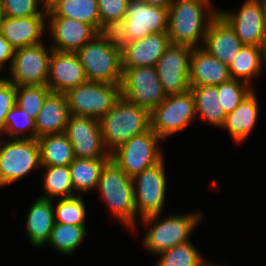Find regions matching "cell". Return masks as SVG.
<instances>
[{"mask_svg":"<svg viewBox=\"0 0 266 266\" xmlns=\"http://www.w3.org/2000/svg\"><path fill=\"white\" fill-rule=\"evenodd\" d=\"M76 54L88 81L121 84V48L113 32H100Z\"/></svg>","mask_w":266,"mask_h":266,"instance_id":"6da1fadb","label":"cell"},{"mask_svg":"<svg viewBox=\"0 0 266 266\" xmlns=\"http://www.w3.org/2000/svg\"><path fill=\"white\" fill-rule=\"evenodd\" d=\"M102 140L111 154L132 137L151 128L150 112L120 97L114 106L99 120ZM112 149V150H111Z\"/></svg>","mask_w":266,"mask_h":266,"instance_id":"7a4b0ae2","label":"cell"},{"mask_svg":"<svg viewBox=\"0 0 266 266\" xmlns=\"http://www.w3.org/2000/svg\"><path fill=\"white\" fill-rule=\"evenodd\" d=\"M209 3V0L172 1L168 7L167 30L171 43L196 48L199 38L204 42L209 22L218 13L209 10L205 21L203 8L210 6Z\"/></svg>","mask_w":266,"mask_h":266,"instance_id":"3957f363","label":"cell"},{"mask_svg":"<svg viewBox=\"0 0 266 266\" xmlns=\"http://www.w3.org/2000/svg\"><path fill=\"white\" fill-rule=\"evenodd\" d=\"M98 187L113 214L132 229L136 216L133 179L110 159L101 171Z\"/></svg>","mask_w":266,"mask_h":266,"instance_id":"277c9868","label":"cell"},{"mask_svg":"<svg viewBox=\"0 0 266 266\" xmlns=\"http://www.w3.org/2000/svg\"><path fill=\"white\" fill-rule=\"evenodd\" d=\"M168 8L129 0L125 18L113 32L119 45L142 39L149 34L167 32Z\"/></svg>","mask_w":266,"mask_h":266,"instance_id":"5b68a950","label":"cell"},{"mask_svg":"<svg viewBox=\"0 0 266 266\" xmlns=\"http://www.w3.org/2000/svg\"><path fill=\"white\" fill-rule=\"evenodd\" d=\"M121 84L87 81L65 95L70 115L100 120L121 97Z\"/></svg>","mask_w":266,"mask_h":266,"instance_id":"8992f818","label":"cell"},{"mask_svg":"<svg viewBox=\"0 0 266 266\" xmlns=\"http://www.w3.org/2000/svg\"><path fill=\"white\" fill-rule=\"evenodd\" d=\"M121 97L150 113L167 97L155 67L122 68Z\"/></svg>","mask_w":266,"mask_h":266,"instance_id":"52a82bcc","label":"cell"},{"mask_svg":"<svg viewBox=\"0 0 266 266\" xmlns=\"http://www.w3.org/2000/svg\"><path fill=\"white\" fill-rule=\"evenodd\" d=\"M160 140L161 138L150 128L120 145L110 154L111 159L130 178H134L163 159L162 152L157 148V142Z\"/></svg>","mask_w":266,"mask_h":266,"instance_id":"ba28073f","label":"cell"},{"mask_svg":"<svg viewBox=\"0 0 266 266\" xmlns=\"http://www.w3.org/2000/svg\"><path fill=\"white\" fill-rule=\"evenodd\" d=\"M39 166L41 156L38 140L13 138L0 147V186L11 184Z\"/></svg>","mask_w":266,"mask_h":266,"instance_id":"9c48e42d","label":"cell"},{"mask_svg":"<svg viewBox=\"0 0 266 266\" xmlns=\"http://www.w3.org/2000/svg\"><path fill=\"white\" fill-rule=\"evenodd\" d=\"M132 179L133 183H137V189L134 187L136 214L139 210L146 225L155 222L165 201L166 178L163 159Z\"/></svg>","mask_w":266,"mask_h":266,"instance_id":"30bf717a","label":"cell"},{"mask_svg":"<svg viewBox=\"0 0 266 266\" xmlns=\"http://www.w3.org/2000/svg\"><path fill=\"white\" fill-rule=\"evenodd\" d=\"M196 115L191 90L169 95L150 113L151 129L162 139L184 129Z\"/></svg>","mask_w":266,"mask_h":266,"instance_id":"8fae6325","label":"cell"},{"mask_svg":"<svg viewBox=\"0 0 266 266\" xmlns=\"http://www.w3.org/2000/svg\"><path fill=\"white\" fill-rule=\"evenodd\" d=\"M193 48L171 43L156 63V71L167 96L190 90L189 72Z\"/></svg>","mask_w":266,"mask_h":266,"instance_id":"7c38bea8","label":"cell"},{"mask_svg":"<svg viewBox=\"0 0 266 266\" xmlns=\"http://www.w3.org/2000/svg\"><path fill=\"white\" fill-rule=\"evenodd\" d=\"M43 43L15 49L9 79L16 86L47 85L50 54Z\"/></svg>","mask_w":266,"mask_h":266,"instance_id":"4fadbf2b","label":"cell"},{"mask_svg":"<svg viewBox=\"0 0 266 266\" xmlns=\"http://www.w3.org/2000/svg\"><path fill=\"white\" fill-rule=\"evenodd\" d=\"M64 133L73 147L75 158H111L110 153L106 150L104 151L98 119L70 115Z\"/></svg>","mask_w":266,"mask_h":266,"instance_id":"5bb4252c","label":"cell"},{"mask_svg":"<svg viewBox=\"0 0 266 266\" xmlns=\"http://www.w3.org/2000/svg\"><path fill=\"white\" fill-rule=\"evenodd\" d=\"M200 217L199 213L170 216L155 223L144 238L145 247L160 254L181 243L189 242V235L201 219Z\"/></svg>","mask_w":266,"mask_h":266,"instance_id":"9a60e30c","label":"cell"},{"mask_svg":"<svg viewBox=\"0 0 266 266\" xmlns=\"http://www.w3.org/2000/svg\"><path fill=\"white\" fill-rule=\"evenodd\" d=\"M218 13L234 29L243 45L263 48L266 44V31L259 0H247L238 13Z\"/></svg>","mask_w":266,"mask_h":266,"instance_id":"2e32d148","label":"cell"},{"mask_svg":"<svg viewBox=\"0 0 266 266\" xmlns=\"http://www.w3.org/2000/svg\"><path fill=\"white\" fill-rule=\"evenodd\" d=\"M87 81L76 52H51L47 86L52 93L66 94Z\"/></svg>","mask_w":266,"mask_h":266,"instance_id":"e0dca14e","label":"cell"},{"mask_svg":"<svg viewBox=\"0 0 266 266\" xmlns=\"http://www.w3.org/2000/svg\"><path fill=\"white\" fill-rule=\"evenodd\" d=\"M171 44L167 32L153 33L125 43L121 48L122 68L155 67L160 57Z\"/></svg>","mask_w":266,"mask_h":266,"instance_id":"ac0fdd59","label":"cell"},{"mask_svg":"<svg viewBox=\"0 0 266 266\" xmlns=\"http://www.w3.org/2000/svg\"><path fill=\"white\" fill-rule=\"evenodd\" d=\"M204 46L209 54L229 66L244 45L234 29L217 13L207 27Z\"/></svg>","mask_w":266,"mask_h":266,"instance_id":"d6986e66","label":"cell"},{"mask_svg":"<svg viewBox=\"0 0 266 266\" xmlns=\"http://www.w3.org/2000/svg\"><path fill=\"white\" fill-rule=\"evenodd\" d=\"M50 31L56 41L53 50L77 52L98 32L89 24L68 17H51Z\"/></svg>","mask_w":266,"mask_h":266,"instance_id":"ffe728a7","label":"cell"},{"mask_svg":"<svg viewBox=\"0 0 266 266\" xmlns=\"http://www.w3.org/2000/svg\"><path fill=\"white\" fill-rule=\"evenodd\" d=\"M232 77L226 64L203 48H193L190 60V86H218Z\"/></svg>","mask_w":266,"mask_h":266,"instance_id":"44dd1931","label":"cell"},{"mask_svg":"<svg viewBox=\"0 0 266 266\" xmlns=\"http://www.w3.org/2000/svg\"><path fill=\"white\" fill-rule=\"evenodd\" d=\"M69 117L66 95L51 92L34 120L36 139L44 135L64 133Z\"/></svg>","mask_w":266,"mask_h":266,"instance_id":"7402d4cb","label":"cell"},{"mask_svg":"<svg viewBox=\"0 0 266 266\" xmlns=\"http://www.w3.org/2000/svg\"><path fill=\"white\" fill-rule=\"evenodd\" d=\"M44 16L12 18L5 16L1 34L15 48L40 44V36L44 30Z\"/></svg>","mask_w":266,"mask_h":266,"instance_id":"603a6c76","label":"cell"},{"mask_svg":"<svg viewBox=\"0 0 266 266\" xmlns=\"http://www.w3.org/2000/svg\"><path fill=\"white\" fill-rule=\"evenodd\" d=\"M48 17H68L91 25L101 32L98 0H51L46 7Z\"/></svg>","mask_w":266,"mask_h":266,"instance_id":"cb8c5ba5","label":"cell"},{"mask_svg":"<svg viewBox=\"0 0 266 266\" xmlns=\"http://www.w3.org/2000/svg\"><path fill=\"white\" fill-rule=\"evenodd\" d=\"M258 104L253 91L229 114L223 127L227 128L236 142H242L251 133L258 117Z\"/></svg>","mask_w":266,"mask_h":266,"instance_id":"d4e9b609","label":"cell"},{"mask_svg":"<svg viewBox=\"0 0 266 266\" xmlns=\"http://www.w3.org/2000/svg\"><path fill=\"white\" fill-rule=\"evenodd\" d=\"M55 224L54 209L51 199H37L27 217V234L35 246H42L49 240Z\"/></svg>","mask_w":266,"mask_h":266,"instance_id":"484cf974","label":"cell"},{"mask_svg":"<svg viewBox=\"0 0 266 266\" xmlns=\"http://www.w3.org/2000/svg\"><path fill=\"white\" fill-rule=\"evenodd\" d=\"M41 166H69L75 159L73 147L65 133L39 137Z\"/></svg>","mask_w":266,"mask_h":266,"instance_id":"4316f807","label":"cell"},{"mask_svg":"<svg viewBox=\"0 0 266 266\" xmlns=\"http://www.w3.org/2000/svg\"><path fill=\"white\" fill-rule=\"evenodd\" d=\"M195 100L196 113L215 126L224 125L226 113L218 100L217 86H190Z\"/></svg>","mask_w":266,"mask_h":266,"instance_id":"83f0119b","label":"cell"},{"mask_svg":"<svg viewBox=\"0 0 266 266\" xmlns=\"http://www.w3.org/2000/svg\"><path fill=\"white\" fill-rule=\"evenodd\" d=\"M111 158L79 159L75 158L69 165L73 189L89 191L97 188L101 171Z\"/></svg>","mask_w":266,"mask_h":266,"instance_id":"f1b7e54d","label":"cell"},{"mask_svg":"<svg viewBox=\"0 0 266 266\" xmlns=\"http://www.w3.org/2000/svg\"><path fill=\"white\" fill-rule=\"evenodd\" d=\"M262 63L263 48L244 45L228 68L232 79H242L243 82L249 84L250 79L261 71Z\"/></svg>","mask_w":266,"mask_h":266,"instance_id":"f546056e","label":"cell"},{"mask_svg":"<svg viewBox=\"0 0 266 266\" xmlns=\"http://www.w3.org/2000/svg\"><path fill=\"white\" fill-rule=\"evenodd\" d=\"M86 225L55 223L48 243L63 254H71L80 245L85 235Z\"/></svg>","mask_w":266,"mask_h":266,"instance_id":"4dcf8cb0","label":"cell"},{"mask_svg":"<svg viewBox=\"0 0 266 266\" xmlns=\"http://www.w3.org/2000/svg\"><path fill=\"white\" fill-rule=\"evenodd\" d=\"M47 169L44 178V188L48 196L41 198L51 199L52 197L69 198L72 194L73 184L71 181L69 166H42Z\"/></svg>","mask_w":266,"mask_h":266,"instance_id":"1f68e13d","label":"cell"},{"mask_svg":"<svg viewBox=\"0 0 266 266\" xmlns=\"http://www.w3.org/2000/svg\"><path fill=\"white\" fill-rule=\"evenodd\" d=\"M50 93L47 85L16 86L15 104L35 120Z\"/></svg>","mask_w":266,"mask_h":266,"instance_id":"d6a6232c","label":"cell"},{"mask_svg":"<svg viewBox=\"0 0 266 266\" xmlns=\"http://www.w3.org/2000/svg\"><path fill=\"white\" fill-rule=\"evenodd\" d=\"M158 266H207L190 242L181 243L160 253Z\"/></svg>","mask_w":266,"mask_h":266,"instance_id":"836d02e7","label":"cell"},{"mask_svg":"<svg viewBox=\"0 0 266 266\" xmlns=\"http://www.w3.org/2000/svg\"><path fill=\"white\" fill-rule=\"evenodd\" d=\"M54 209L55 223L85 225L86 211L80 195L61 198Z\"/></svg>","mask_w":266,"mask_h":266,"instance_id":"e575fe53","label":"cell"},{"mask_svg":"<svg viewBox=\"0 0 266 266\" xmlns=\"http://www.w3.org/2000/svg\"><path fill=\"white\" fill-rule=\"evenodd\" d=\"M129 0H98L101 32H114L125 18Z\"/></svg>","mask_w":266,"mask_h":266,"instance_id":"d590c367","label":"cell"},{"mask_svg":"<svg viewBox=\"0 0 266 266\" xmlns=\"http://www.w3.org/2000/svg\"><path fill=\"white\" fill-rule=\"evenodd\" d=\"M246 86V87H245ZM248 84L240 80L231 79L217 86L218 100L226 115L231 113L252 90Z\"/></svg>","mask_w":266,"mask_h":266,"instance_id":"8d00e7d4","label":"cell"},{"mask_svg":"<svg viewBox=\"0 0 266 266\" xmlns=\"http://www.w3.org/2000/svg\"><path fill=\"white\" fill-rule=\"evenodd\" d=\"M31 129L30 139H36V129L34 119L23 109L18 107L16 104L12 107L6 117L4 124V133H9L13 138H19L17 135L24 131Z\"/></svg>","mask_w":266,"mask_h":266,"instance_id":"74e56055","label":"cell"},{"mask_svg":"<svg viewBox=\"0 0 266 266\" xmlns=\"http://www.w3.org/2000/svg\"><path fill=\"white\" fill-rule=\"evenodd\" d=\"M45 0H1L5 16L12 18L43 16L42 11L38 10V4Z\"/></svg>","mask_w":266,"mask_h":266,"instance_id":"f35d334b","label":"cell"},{"mask_svg":"<svg viewBox=\"0 0 266 266\" xmlns=\"http://www.w3.org/2000/svg\"><path fill=\"white\" fill-rule=\"evenodd\" d=\"M16 85L8 79L0 78V129L4 131L7 114L15 105Z\"/></svg>","mask_w":266,"mask_h":266,"instance_id":"ab89813d","label":"cell"},{"mask_svg":"<svg viewBox=\"0 0 266 266\" xmlns=\"http://www.w3.org/2000/svg\"><path fill=\"white\" fill-rule=\"evenodd\" d=\"M15 54V48H13L8 40L0 34V65L3 66L4 62L11 59V66Z\"/></svg>","mask_w":266,"mask_h":266,"instance_id":"60d3db41","label":"cell"},{"mask_svg":"<svg viewBox=\"0 0 266 266\" xmlns=\"http://www.w3.org/2000/svg\"><path fill=\"white\" fill-rule=\"evenodd\" d=\"M142 1H145L149 5L168 8L173 0H142Z\"/></svg>","mask_w":266,"mask_h":266,"instance_id":"b9f144b4","label":"cell"},{"mask_svg":"<svg viewBox=\"0 0 266 266\" xmlns=\"http://www.w3.org/2000/svg\"><path fill=\"white\" fill-rule=\"evenodd\" d=\"M259 1H260V5L262 8L264 27H265V31H266V0H259Z\"/></svg>","mask_w":266,"mask_h":266,"instance_id":"7bdbcfd3","label":"cell"},{"mask_svg":"<svg viewBox=\"0 0 266 266\" xmlns=\"http://www.w3.org/2000/svg\"><path fill=\"white\" fill-rule=\"evenodd\" d=\"M4 18H5V15L3 11L2 2L0 0V34H1V29H2V22L4 21Z\"/></svg>","mask_w":266,"mask_h":266,"instance_id":"ee69618b","label":"cell"},{"mask_svg":"<svg viewBox=\"0 0 266 266\" xmlns=\"http://www.w3.org/2000/svg\"><path fill=\"white\" fill-rule=\"evenodd\" d=\"M263 61L265 62L264 64H266V44L263 46Z\"/></svg>","mask_w":266,"mask_h":266,"instance_id":"f6af8a7d","label":"cell"},{"mask_svg":"<svg viewBox=\"0 0 266 266\" xmlns=\"http://www.w3.org/2000/svg\"><path fill=\"white\" fill-rule=\"evenodd\" d=\"M51 0H45V4L47 5Z\"/></svg>","mask_w":266,"mask_h":266,"instance_id":"bcb514c9","label":"cell"}]
</instances>
